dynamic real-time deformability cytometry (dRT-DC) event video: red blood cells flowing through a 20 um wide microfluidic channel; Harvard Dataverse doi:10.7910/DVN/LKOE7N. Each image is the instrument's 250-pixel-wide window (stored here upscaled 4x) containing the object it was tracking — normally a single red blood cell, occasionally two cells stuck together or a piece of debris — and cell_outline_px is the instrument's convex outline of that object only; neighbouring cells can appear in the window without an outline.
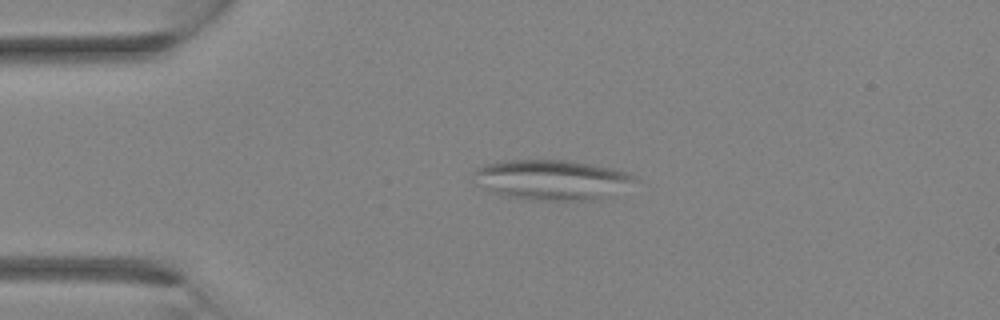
{"species": "Egyptian fruit bat (a non-hibernating species)", "species_latin": "Rousettus aegyptiacus", "temperature_condition": "room temperature", "stored_images_in_passage": 3, "camera_frame_rate_fps": 3000, "um_per_image_px": 0.085, "animal": {"sex": "female"}, "frame": {"image": 1, "passage_image": 2, "time_ms": 0.333, "image_size_px": [1000, 320], "cell_outline_px": [[640, 180], [604, 200], [528, 200], [500, 196], [476, 184], [472, 172], [476, 168], [484, 164], [500, 160], [568, 160], [616, 168], [628, 172]], "centroid_in_image_um": [46.92, 15.29], "position_along_channel_um": 38.1, "area_um2": 38.67}}